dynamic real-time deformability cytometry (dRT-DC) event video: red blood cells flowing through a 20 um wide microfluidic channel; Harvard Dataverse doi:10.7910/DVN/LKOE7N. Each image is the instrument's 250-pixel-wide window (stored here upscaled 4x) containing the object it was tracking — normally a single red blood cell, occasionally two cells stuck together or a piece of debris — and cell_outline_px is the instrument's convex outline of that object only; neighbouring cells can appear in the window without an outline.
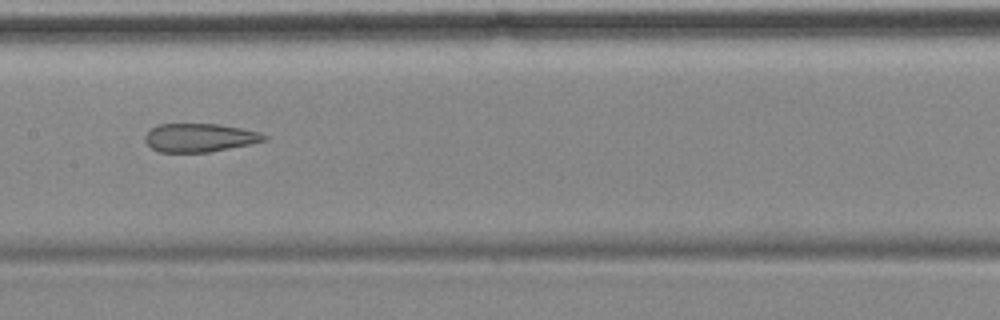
{"species": "common noctule bat (a hibernating species)", "species_latin": "Nyctalus noctula", "temperature_condition": "cold", "stored_images_in_passage": 14, "camera_frame_rate_fps": 3000, "um_per_image_px": 0.085, "animal": {"sex": "female", "body_mass_g": 18.4}, "frame": {"image": 1, "passage_image": 7, "time_ms": 8.0, "image_size_px": [1000, 320], "cell_outline_px": [[268, 140], [252, 144], [208, 152], [160, 152], [152, 148], [144, 140], [144, 136], [152, 128], [160, 124], [220, 124], [260, 132], [268, 136]], "centroid_in_image_um": [17.0, 11.7], "position_along_channel_um": 190.4, "area_um2": 19.77}}
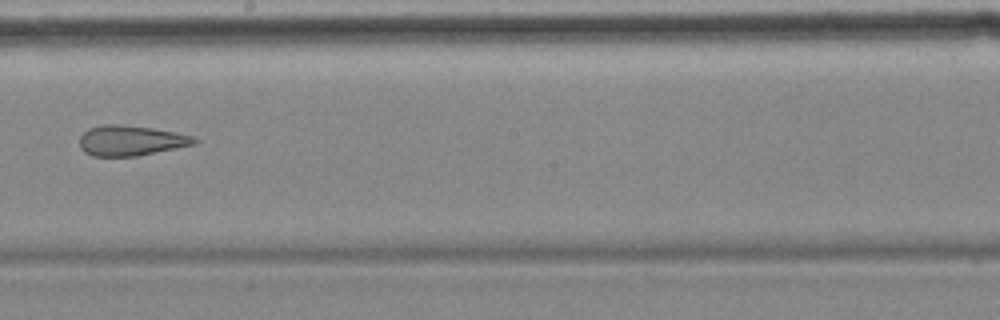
{"frame": {"image": 2, "passage_image": 8, "time_ms": 9.333, "image_size_px": [1000, 320], "cell_outline_px": [[200, 140], [196, 144], [140, 156], [92, 156], [84, 152], [80, 148], [80, 136], [88, 128], [100, 124], [116, 124], [152, 128], [176, 132], [192, 136]], "centroid_in_image_um": [11.12, 11.95], "position_along_channel_um": 237.1, "area_um2": 20.46}, "authors_computed_cell_mechanics": {"area_um2": 23.0044, "velocity_mm_per_s": 3.5169, "shape_relaxation_time_tau1_ms": null, "shape_relaxation_time_tau2_ms": 3.8389, "deformation_change_tau1": null, "deformation_change_tau2": 0.1418}}